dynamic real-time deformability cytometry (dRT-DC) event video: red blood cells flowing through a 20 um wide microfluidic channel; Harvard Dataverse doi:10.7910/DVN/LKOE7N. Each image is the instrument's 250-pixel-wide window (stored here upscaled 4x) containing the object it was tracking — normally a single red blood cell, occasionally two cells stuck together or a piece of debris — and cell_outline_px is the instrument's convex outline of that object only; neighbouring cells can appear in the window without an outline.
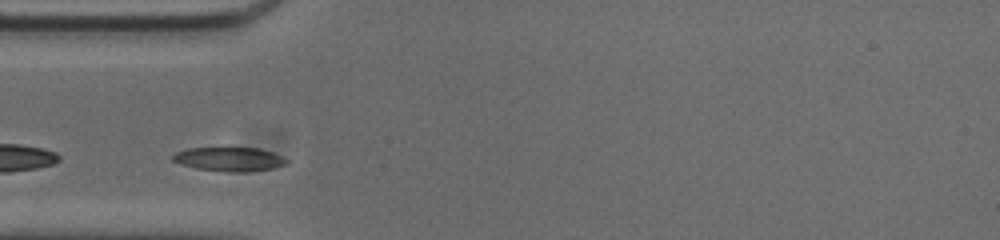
{"species": "common noctule bat (a hibernating species)", "species_latin": "Nyctalus noctula", "temperature_condition": "cold", "stored_images_in_passage": 34, "segment_of_instrument_passage": [2, 2], "camera_frame_rate_fps": 3000, "um_per_image_px": 0.085, "animal": {"sex": "male", "body_mass_g": 20.0, "forearm_length_mm": 53.3}, "frame": {"image": 1, "passage_image": 6, "time_ms": 1.667, "image_size_px": [1000, 240], "cell_outline_px": [[288, 164], [272, 168], [248, 172], [228, 172], [196, 168], [180, 164], [172, 160], [172, 156], [176, 152], [188, 148], [260, 148], [272, 152], [288, 160]], "centroid_in_image_um": [19.49, 13.53], "position_along_channel_um": 65.5, "area_um2": 15.9}}
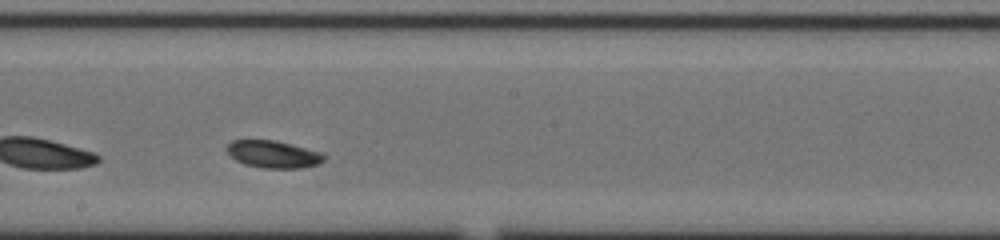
{"frame": {"image": 2, "passage_image": 19, "time_ms": 6.0, "image_size_px": [1000, 240], "cell_outline_px": [[324, 160], [320, 164], [304, 168], [260, 168], [244, 164], [236, 160], [228, 152], [228, 144], [232, 140], [272, 140], [324, 152]], "centroid_in_image_um": [23.27, 13.13], "position_along_channel_um": 224.9, "area_um2": 15.43}}
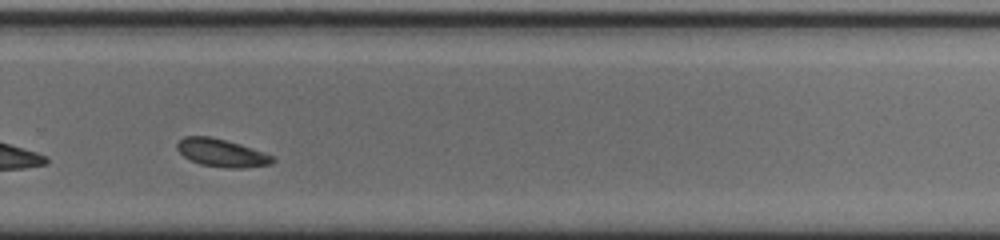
{"frame": {"image": 3, "passage_image": 26, "time_ms": 8.333, "image_size_px": [1000, 240], "cell_outline_px": [[276, 160], [272, 164], [244, 168], [224, 168], [200, 164], [184, 156], [176, 148], [176, 144], [184, 136], [208, 136], [240, 144], [276, 156]], "centroid_in_image_um": [18.88, 13.0], "position_along_channel_um": 310.9, "area_um2": 15.55}}